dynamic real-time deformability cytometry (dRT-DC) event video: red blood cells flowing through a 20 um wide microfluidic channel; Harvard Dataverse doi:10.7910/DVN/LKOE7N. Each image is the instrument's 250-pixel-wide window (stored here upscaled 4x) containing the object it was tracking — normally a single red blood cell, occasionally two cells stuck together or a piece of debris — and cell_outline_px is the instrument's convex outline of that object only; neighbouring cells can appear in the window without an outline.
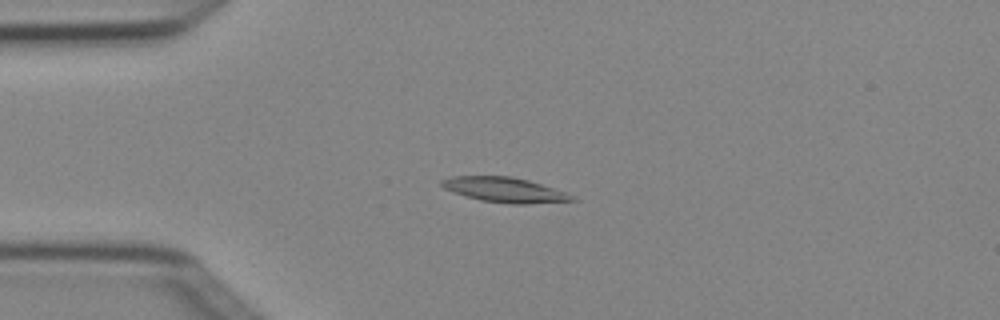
{"species": "Egyptian fruit bat (a non-hibernating species)", "species_latin": "Rousettus aegyptiacus", "temperature_condition": "cold", "stored_images_in_passage": 3, "camera_frame_rate_fps": 3000, "um_per_image_px": 0.085, "animal": {"sex": "female"}, "frame": {"image": 1, "passage_image": 3, "time_ms": 0.667, "image_size_px": [1000, 320], "cell_outline_px": [[580, 200], [528, 204], [512, 204], [480, 200], [444, 188], [440, 184], [440, 180], [448, 176], [512, 176], [528, 180], [576, 196]], "centroid_in_image_um": [42.92, 16.13], "position_along_channel_um": 42.1, "area_um2": 18.84}}